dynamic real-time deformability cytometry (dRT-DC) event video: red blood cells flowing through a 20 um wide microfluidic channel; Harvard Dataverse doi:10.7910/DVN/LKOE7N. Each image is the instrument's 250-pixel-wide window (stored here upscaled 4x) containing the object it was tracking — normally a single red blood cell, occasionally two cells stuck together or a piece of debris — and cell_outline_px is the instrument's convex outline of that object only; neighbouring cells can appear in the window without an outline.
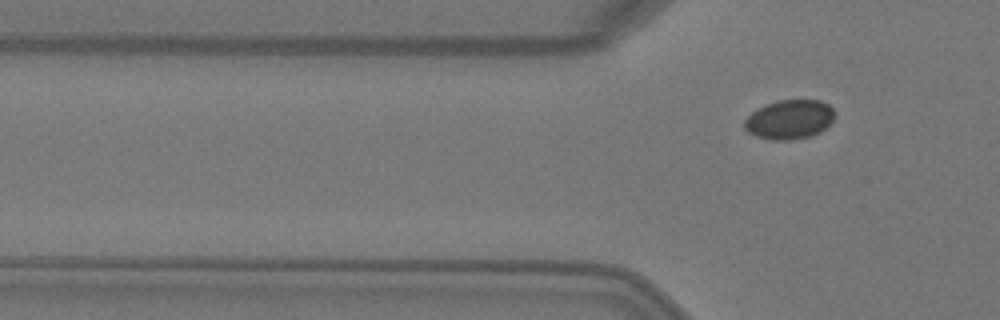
{"species": "Egyptian fruit bat (a non-hibernating species)", "species_latin": "Rousettus aegyptiacus", "temperature_condition": "warm", "stored_images_in_passage": 4, "camera_frame_rate_fps": 3000, "um_per_image_px": 0.085, "animal": {"sex": "female"}, "frame": {"image": 1, "passage_image": 4, "time_ms": 1.0, "image_size_px": [1000, 320], "cell_outline_px": [[836, 116], [820, 132], [808, 136], [792, 140], [772, 140], [756, 136], [748, 132], [744, 128], [744, 120], [752, 112], [764, 104], [780, 100], [820, 100], [828, 104], [836, 112]], "centroid_in_image_um": [67.1, 10.15], "position_along_channel_um": 58.7, "area_um2": 20.69}}